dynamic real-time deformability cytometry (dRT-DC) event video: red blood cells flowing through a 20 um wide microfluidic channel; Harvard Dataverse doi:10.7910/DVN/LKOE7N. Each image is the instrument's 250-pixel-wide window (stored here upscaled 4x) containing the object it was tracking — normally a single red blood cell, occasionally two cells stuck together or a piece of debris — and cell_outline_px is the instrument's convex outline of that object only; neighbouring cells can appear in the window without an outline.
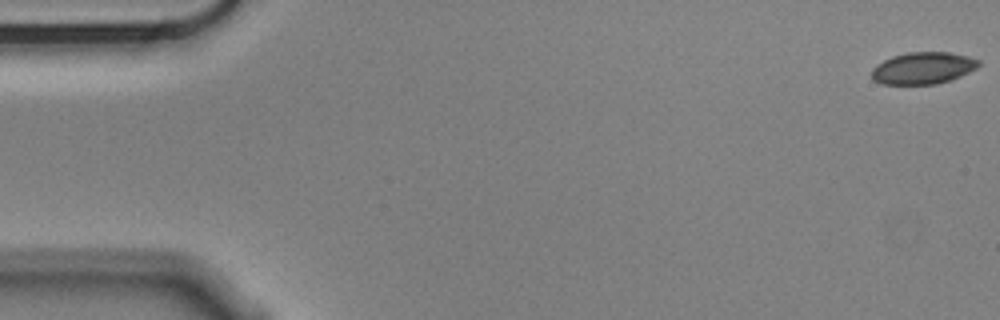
{"species": "Egyptian fruit bat (a non-hibernating species)", "species_latin": "Rousettus aegyptiacus", "temperature_condition": "cold", "stored_images_in_passage": 57, "camera_frame_rate_fps": 3000, "um_per_image_px": 0.085, "animal": {"sex": "male"}, "frame": {"image": 1, "passage_image": 1, "time_ms": 0.0, "image_size_px": [1000, 320], "cell_outline_px": [[980, 64], [976, 68], [952, 80], [936, 84], [880, 84], [872, 80], [872, 68], [876, 64], [892, 56], [908, 52], [948, 52], [968, 56], [980, 60]], "centroid_in_image_um": [78.44, 5.79], "position_along_channel_um": 6.6, "area_um2": 20.0}}
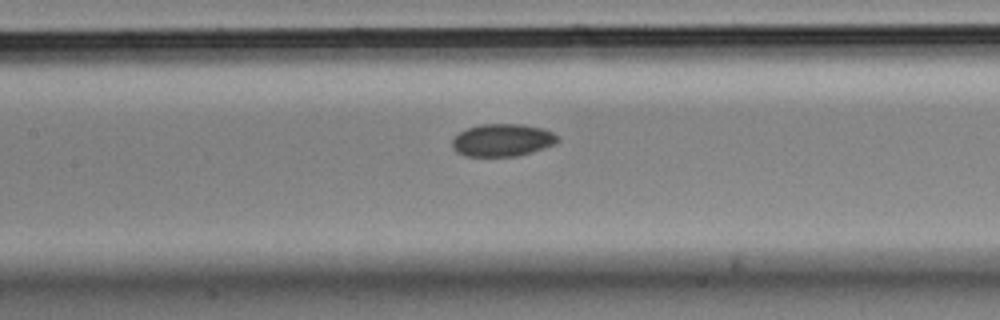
{"frame": {"image": 2, "passage_image": 26, "time_ms": 8.333, "image_size_px": [1000, 320], "cell_outline_px": [[560, 140], [556, 144], [520, 156], [464, 156], [456, 152], [452, 148], [452, 140], [460, 132], [468, 128], [480, 124], [520, 124], [544, 128], [552, 132]], "centroid_in_image_um": [42.71, 11.92], "position_along_channel_um": 164.7, "area_um2": 20.11}}
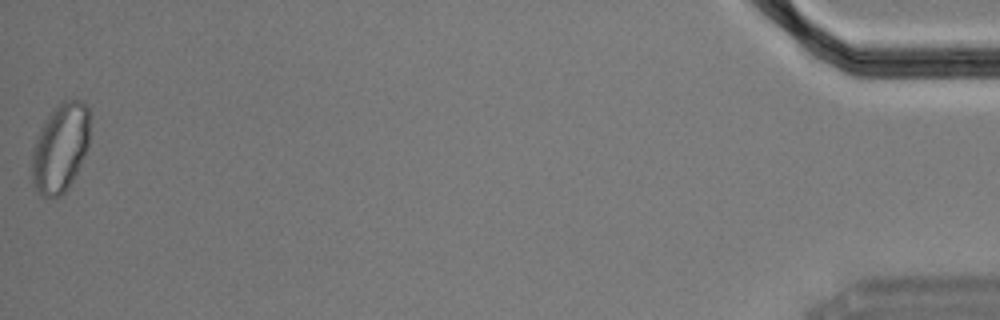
{"frame": {"image": 3, "passage_image": 57, "time_ms": 18.667, "image_size_px": [1000, 320], "cell_outline_px": [[88, 148], [68, 188], [60, 196], [52, 200], [40, 196], [32, 184], [32, 148], [36, 136], [44, 120], [64, 100], [80, 100], [88, 108]], "centroid_in_image_um": [5.08, 12.63], "position_along_channel_um": 430.1, "area_um2": 30.0}, "authors_computed_cell_mechanics": {"area_um2": 20.4034, "velocity_mm_per_s": 3.5142, "shape_relaxation_time_tau1_ms": 6.8259, "shape_relaxation_time_tau2_ms": 5.7026, "deformation_change_tau1": 0.1031, "deformation_change_tau2": 0.0567}}